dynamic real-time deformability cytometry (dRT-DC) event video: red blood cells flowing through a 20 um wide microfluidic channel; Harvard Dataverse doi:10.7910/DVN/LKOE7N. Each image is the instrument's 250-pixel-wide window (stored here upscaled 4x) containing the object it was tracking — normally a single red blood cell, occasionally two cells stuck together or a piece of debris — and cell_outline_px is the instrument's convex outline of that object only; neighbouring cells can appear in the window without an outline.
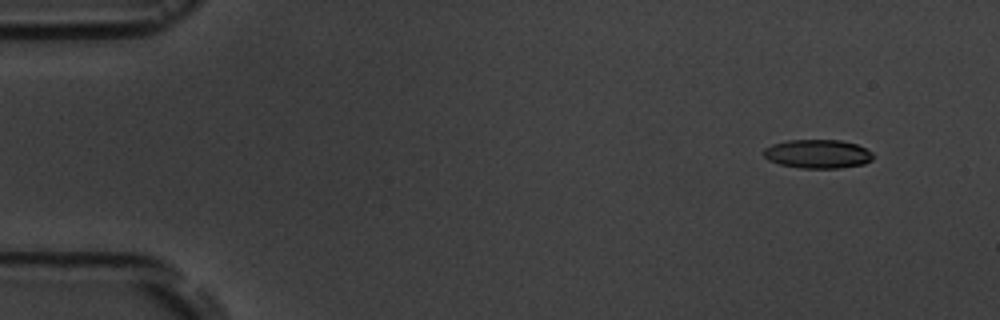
{"species": "common noctule bat (a hibernating species)", "species_latin": "Nyctalus noctula", "temperature_condition": "room temperature", "stored_images_in_passage": 7, "camera_frame_rate_fps": 3000, "um_per_image_px": 0.085, "animal": {"sex": "male", "body_mass_g": 19.5, "forearm_length_mm": 54.6}, "frame": {"image": 1, "passage_image": 2, "time_ms": 1.333, "image_size_px": [1000, 320], "cell_outline_px": [[872, 160], [864, 164], [840, 168], [800, 168], [780, 164], [768, 160], [764, 156], [764, 148], [772, 144], [788, 140], [840, 140], [856, 144], [872, 152]], "centroid_in_image_um": [69.49, 13.08], "position_along_channel_um": 15.5, "area_um2": 18.32}}
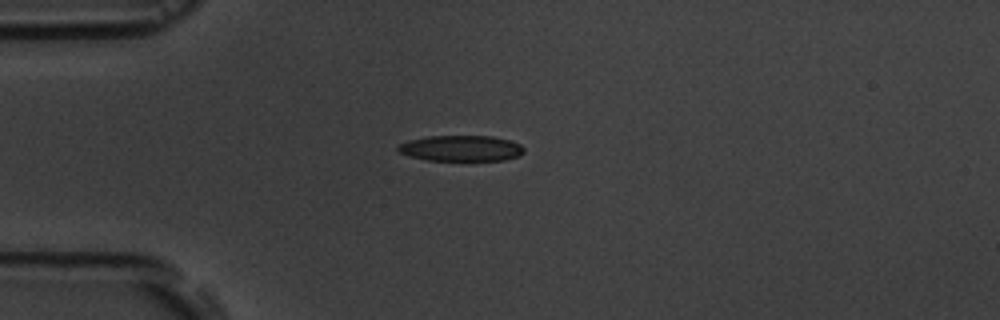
{"frame": {"image": 2, "passage_image": 5, "time_ms": 4.667, "image_size_px": [1000, 320], "cell_outline_px": [[524, 152], [520, 156], [504, 160], [428, 160], [408, 156], [400, 152], [396, 148], [400, 144], [408, 140], [428, 136], [492, 136], [512, 140], [520, 144], [524, 148]], "centroid_in_image_um": [39.22, 12.6], "position_along_channel_um": 45.8, "area_um2": 19.02}}
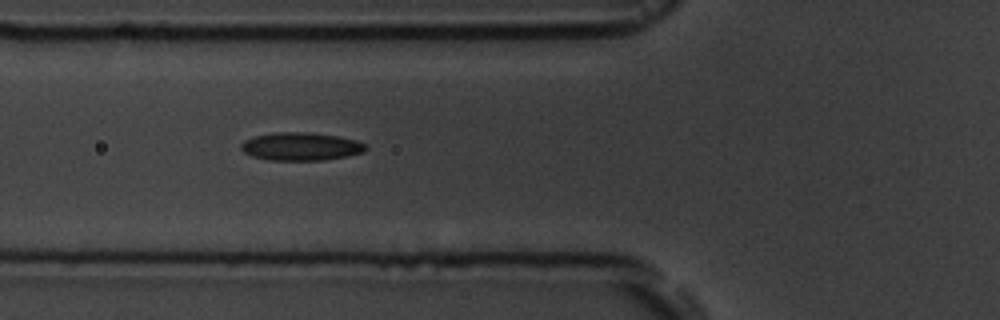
{"frame": {"image": 3, "passage_image": 7, "time_ms": 6.667, "image_size_px": [1000, 320], "cell_outline_px": [[368, 148], [364, 152], [348, 156], [324, 160], [268, 160], [252, 156], [244, 152], [240, 148], [240, 144], [244, 140], [252, 136], [272, 132], [312, 132], [336, 136], [356, 140], [364, 144]], "centroid_in_image_um": [25.54, 12.44], "position_along_channel_um": 100.3, "area_um2": 20.58}}